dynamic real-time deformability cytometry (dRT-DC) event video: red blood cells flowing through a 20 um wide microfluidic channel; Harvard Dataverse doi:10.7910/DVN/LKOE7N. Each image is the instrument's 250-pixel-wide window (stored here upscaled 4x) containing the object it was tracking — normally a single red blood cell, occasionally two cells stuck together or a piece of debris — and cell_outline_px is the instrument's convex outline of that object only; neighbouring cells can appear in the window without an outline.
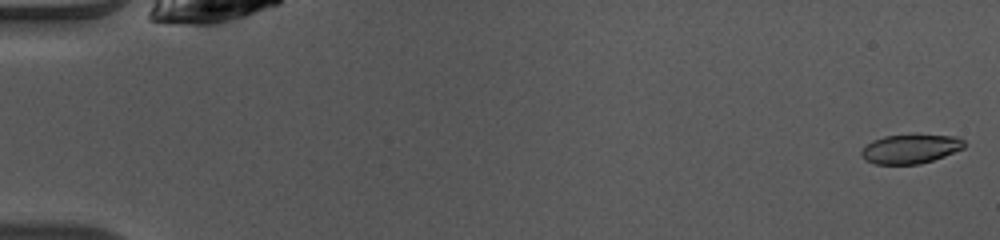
{"species": "common noctule bat (a hibernating species)", "species_latin": "Nyctalus noctula", "temperature_condition": "warm", "stored_images_in_passage": 49, "camera_frame_rate_fps": 3000, "um_per_image_px": 0.085, "animal": {"sex": "female", "body_mass_g": 10.0, "forearm_length_mm": 53.1}, "frame": {"image": 1, "passage_image": 1, "time_ms": 0.0, "image_size_px": [1000, 240], "cell_outline_px": [[964, 148], [944, 156], [920, 164], [876, 164], [864, 160], [860, 156], [860, 152], [872, 140], [884, 136], [956, 136], [964, 140]], "centroid_in_image_um": [77.35, 12.68], "position_along_channel_um": 7.6, "area_um2": 17.11}}
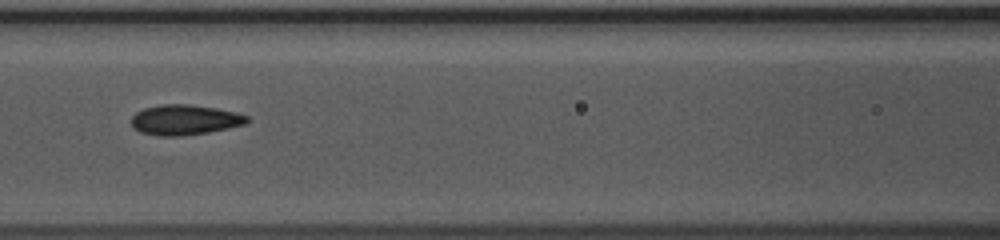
{"frame": {"image": 2, "passage_image": 22, "time_ms": 7.0, "image_size_px": [1000, 240], "cell_outline_px": [[248, 124], [208, 132], [176, 136], [160, 136], [140, 132], [132, 128], [132, 116], [136, 112], [144, 108], [160, 104], [188, 104], [216, 108], [236, 112], [248, 116]], "centroid_in_image_um": [15.7, 10.18], "position_along_channel_um": 150.9, "area_um2": 20.4}}
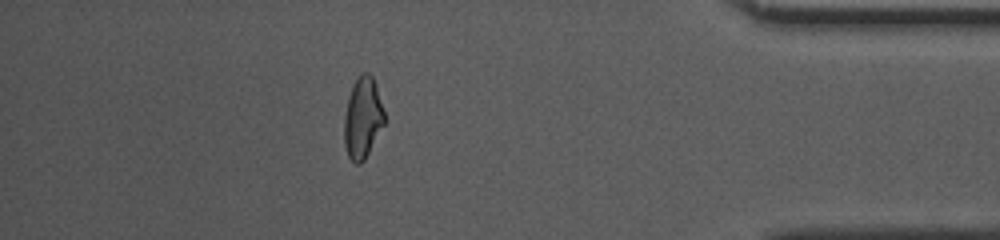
{"frame": {"image": 3, "passage_image": 43, "time_ms": 14.0, "image_size_px": [1000, 240], "cell_outline_px": [[384, 124], [364, 160], [360, 164], [356, 164], [348, 156], [344, 144], [344, 116], [348, 96], [352, 84], [360, 72], [368, 72], [372, 76], [384, 112]], "centroid_in_image_um": [30.8, 10.01], "position_along_channel_um": 404.4, "area_um2": 18.9}, "authors_computed_cell_mechanics": {"area_um2": 19.363, "velocity_mm_per_s": 4.1206, "shape_relaxation_time_tau1_ms": 3.6004, "shape_relaxation_time_tau2_ms": 1.8472, "deformation_change_tau1": 0.1404, "deformation_change_tau2": 0.0776}}